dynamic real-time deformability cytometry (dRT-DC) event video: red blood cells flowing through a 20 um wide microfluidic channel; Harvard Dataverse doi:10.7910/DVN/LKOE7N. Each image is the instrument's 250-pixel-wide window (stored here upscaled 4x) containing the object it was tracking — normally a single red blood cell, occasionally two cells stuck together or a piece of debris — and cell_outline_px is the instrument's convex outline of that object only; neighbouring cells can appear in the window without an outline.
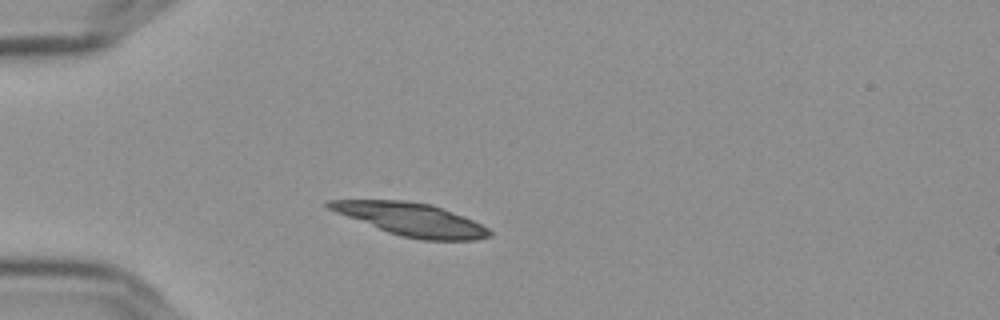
{"species": "Egyptian fruit bat (a non-hibernating species)", "species_latin": "Rousettus aegyptiacus", "temperature_condition": "cold", "stored_images_in_passage": 42, "camera_frame_rate_fps": 3000, "um_per_image_px": 0.085, "frame": {"image": 1, "passage_image": 1, "time_ms": 0.0, "image_size_px": [1000, 320], "cell_outline_px": [[492, 236], [476, 240], [420, 240], [400, 236], [388, 232], [336, 212], [328, 208], [324, 204], [324, 200], [400, 200], [432, 204], [472, 220], [488, 228], [492, 232]], "centroid_in_image_um": [34.96, 18.65], "position_along_channel_um": 50.0, "area_um2": 30.46}}
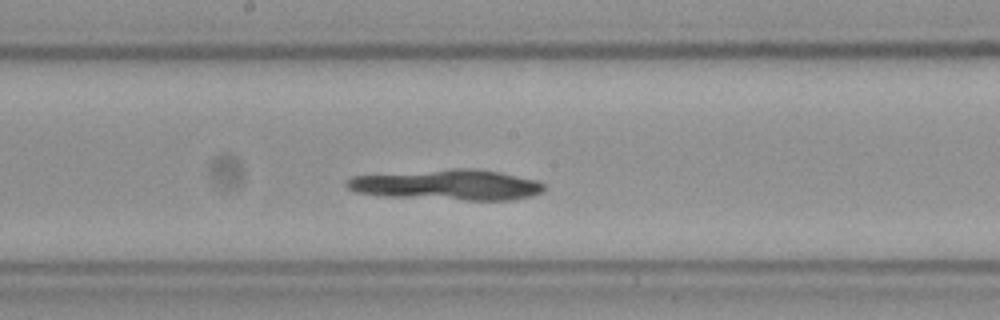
{"frame": {"image": 2, "passage_image": 16, "time_ms": 5.0, "image_size_px": [1000, 320], "cell_outline_px": [[548, 188], [544, 192], [532, 196], [512, 200], [464, 200], [380, 196], [356, 192], [348, 188], [344, 184], [352, 176], [452, 168], [472, 168], [500, 172], [536, 180], [544, 184]], "centroid_in_image_um": [38.07, 15.71], "position_along_channel_um": 210.1, "area_um2": 35.43}}
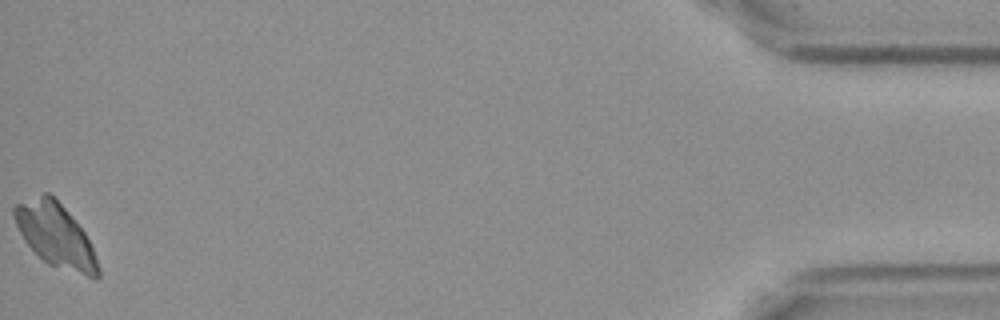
{"frame": {"image": 3, "passage_image": 42, "time_ms": 13.667, "image_size_px": [1000, 320], "cell_outline_px": [[100, 276], [96, 280], [48, 264], [24, 240], [16, 224], [12, 212], [12, 208], [16, 204], [44, 192], [48, 192], [68, 212], [84, 232], [96, 256], [100, 268]], "centroid_in_image_um": [4.73, 20.02], "position_along_channel_um": 430.5, "area_um2": 30.63}}